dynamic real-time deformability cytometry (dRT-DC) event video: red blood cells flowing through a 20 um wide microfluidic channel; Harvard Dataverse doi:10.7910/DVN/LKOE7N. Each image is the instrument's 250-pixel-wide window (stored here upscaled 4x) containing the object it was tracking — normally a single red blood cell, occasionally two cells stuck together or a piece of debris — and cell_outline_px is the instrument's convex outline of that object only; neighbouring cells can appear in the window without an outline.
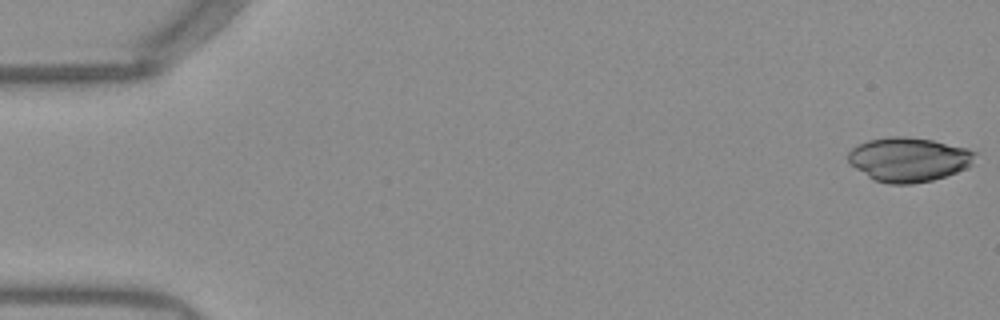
{"species": "Egyptian fruit bat (a non-hibernating species)", "species_latin": "Rousettus aegyptiacus", "temperature_condition": "warm", "stored_images_in_passage": 51, "camera_frame_rate_fps": 3000, "um_per_image_px": 0.085, "frame": {"image": 1, "passage_image": 1, "time_ms": 0.0, "image_size_px": [1000, 320], "cell_outline_px": [[976, 152], [972, 164], [968, 168], [932, 180], [912, 184], [888, 184], [876, 180], [868, 176], [856, 168], [848, 160], [848, 152], [852, 148], [868, 140], [888, 136], [908, 136], [932, 140], [968, 148]], "centroid_in_image_um": [77.26, 13.54], "position_along_channel_um": 7.7, "area_um2": 32.66}}
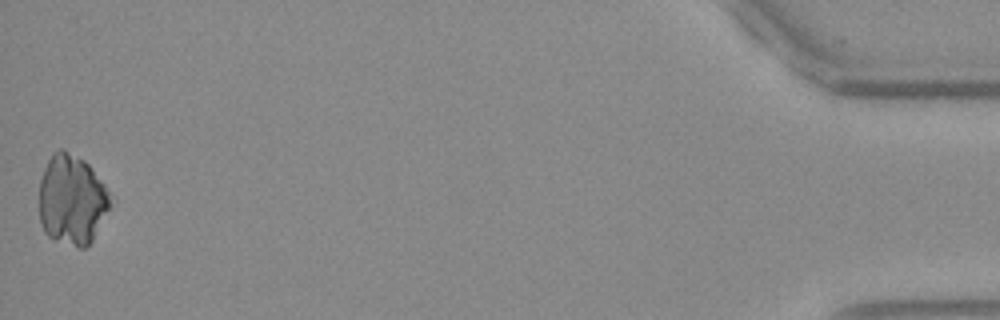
{"frame": {"image": 2, "passage_image": 51, "time_ms": 16.667, "image_size_px": [1000, 320], "cell_outline_px": [[108, 208], [92, 240], [84, 248], [80, 248], [48, 236], [44, 232], [40, 220], [40, 180], [44, 168], [52, 152], [60, 148], [64, 148], [84, 160], [92, 168], [104, 184], [108, 192]], "centroid_in_image_um": [6.07, 16.94], "position_along_channel_um": 429.1, "area_um2": 36.76}}